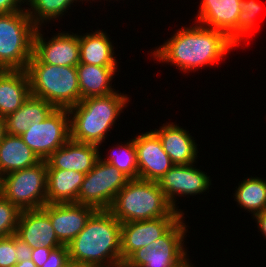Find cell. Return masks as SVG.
<instances>
[{"instance_id":"obj_1","label":"cell","mask_w":266,"mask_h":267,"mask_svg":"<svg viewBox=\"0 0 266 267\" xmlns=\"http://www.w3.org/2000/svg\"><path fill=\"white\" fill-rule=\"evenodd\" d=\"M193 25L182 26L163 45L151 51L154 60L171 63L176 69L178 67V70L187 73L215 65L237 47L223 31L199 23Z\"/></svg>"},{"instance_id":"obj_2","label":"cell","mask_w":266,"mask_h":267,"mask_svg":"<svg viewBox=\"0 0 266 267\" xmlns=\"http://www.w3.org/2000/svg\"><path fill=\"white\" fill-rule=\"evenodd\" d=\"M67 247L71 262L86 267L121 266V223L109 210H96Z\"/></svg>"},{"instance_id":"obj_3","label":"cell","mask_w":266,"mask_h":267,"mask_svg":"<svg viewBox=\"0 0 266 267\" xmlns=\"http://www.w3.org/2000/svg\"><path fill=\"white\" fill-rule=\"evenodd\" d=\"M129 100L128 95L119 90L107 96L82 99L68 109L70 139L100 147Z\"/></svg>"},{"instance_id":"obj_4","label":"cell","mask_w":266,"mask_h":267,"mask_svg":"<svg viewBox=\"0 0 266 267\" xmlns=\"http://www.w3.org/2000/svg\"><path fill=\"white\" fill-rule=\"evenodd\" d=\"M109 211L120 223L183 216L172 207L158 182L141 179H130L117 193Z\"/></svg>"},{"instance_id":"obj_5","label":"cell","mask_w":266,"mask_h":267,"mask_svg":"<svg viewBox=\"0 0 266 267\" xmlns=\"http://www.w3.org/2000/svg\"><path fill=\"white\" fill-rule=\"evenodd\" d=\"M26 71L31 95L46 100L55 108L69 109L82 100L76 66L42 63L33 54Z\"/></svg>"},{"instance_id":"obj_6","label":"cell","mask_w":266,"mask_h":267,"mask_svg":"<svg viewBox=\"0 0 266 267\" xmlns=\"http://www.w3.org/2000/svg\"><path fill=\"white\" fill-rule=\"evenodd\" d=\"M37 26L26 7L10 14H0V69L26 70L33 56Z\"/></svg>"},{"instance_id":"obj_7","label":"cell","mask_w":266,"mask_h":267,"mask_svg":"<svg viewBox=\"0 0 266 267\" xmlns=\"http://www.w3.org/2000/svg\"><path fill=\"white\" fill-rule=\"evenodd\" d=\"M47 162L10 172L0 178V194L21 210L41 209L47 204Z\"/></svg>"},{"instance_id":"obj_8","label":"cell","mask_w":266,"mask_h":267,"mask_svg":"<svg viewBox=\"0 0 266 267\" xmlns=\"http://www.w3.org/2000/svg\"><path fill=\"white\" fill-rule=\"evenodd\" d=\"M184 215L159 239L134 251L121 266L178 267L189 256L184 248L188 225ZM185 237V238H184ZM184 241V242H183Z\"/></svg>"},{"instance_id":"obj_9","label":"cell","mask_w":266,"mask_h":267,"mask_svg":"<svg viewBox=\"0 0 266 267\" xmlns=\"http://www.w3.org/2000/svg\"><path fill=\"white\" fill-rule=\"evenodd\" d=\"M130 179L111 164L98 159L84 177L78 194V203L96 210H109L117 193Z\"/></svg>"},{"instance_id":"obj_10","label":"cell","mask_w":266,"mask_h":267,"mask_svg":"<svg viewBox=\"0 0 266 267\" xmlns=\"http://www.w3.org/2000/svg\"><path fill=\"white\" fill-rule=\"evenodd\" d=\"M20 137L40 160H46L70 139L68 109L55 108L46 119L33 123Z\"/></svg>"},{"instance_id":"obj_11","label":"cell","mask_w":266,"mask_h":267,"mask_svg":"<svg viewBox=\"0 0 266 267\" xmlns=\"http://www.w3.org/2000/svg\"><path fill=\"white\" fill-rule=\"evenodd\" d=\"M160 189L165 194L172 207L184 215L183 210H178L176 198L203 194L212 185L210 176L206 172L196 168L194 164L174 165L158 181ZM185 195V196H184ZM176 196V197H175ZM177 206V207H176Z\"/></svg>"},{"instance_id":"obj_12","label":"cell","mask_w":266,"mask_h":267,"mask_svg":"<svg viewBox=\"0 0 266 267\" xmlns=\"http://www.w3.org/2000/svg\"><path fill=\"white\" fill-rule=\"evenodd\" d=\"M41 31L42 28L37 27L34 35L33 54L42 63L60 66H77L79 64L78 34L63 31L47 40L43 38Z\"/></svg>"},{"instance_id":"obj_13","label":"cell","mask_w":266,"mask_h":267,"mask_svg":"<svg viewBox=\"0 0 266 267\" xmlns=\"http://www.w3.org/2000/svg\"><path fill=\"white\" fill-rule=\"evenodd\" d=\"M134 144L138 179L158 182L174 166L153 129L134 137Z\"/></svg>"},{"instance_id":"obj_14","label":"cell","mask_w":266,"mask_h":267,"mask_svg":"<svg viewBox=\"0 0 266 267\" xmlns=\"http://www.w3.org/2000/svg\"><path fill=\"white\" fill-rule=\"evenodd\" d=\"M50 218L58 240L68 245L85 227L96 209L76 202L51 203L41 208Z\"/></svg>"},{"instance_id":"obj_15","label":"cell","mask_w":266,"mask_h":267,"mask_svg":"<svg viewBox=\"0 0 266 267\" xmlns=\"http://www.w3.org/2000/svg\"><path fill=\"white\" fill-rule=\"evenodd\" d=\"M182 216L121 223V258L124 262L134 251L164 235Z\"/></svg>"},{"instance_id":"obj_16","label":"cell","mask_w":266,"mask_h":267,"mask_svg":"<svg viewBox=\"0 0 266 267\" xmlns=\"http://www.w3.org/2000/svg\"><path fill=\"white\" fill-rule=\"evenodd\" d=\"M99 146L69 139L47 159V169L89 173L100 158Z\"/></svg>"},{"instance_id":"obj_17","label":"cell","mask_w":266,"mask_h":267,"mask_svg":"<svg viewBox=\"0 0 266 267\" xmlns=\"http://www.w3.org/2000/svg\"><path fill=\"white\" fill-rule=\"evenodd\" d=\"M16 235L31 248L55 249L63 245L56 236L49 216L42 209L22 210Z\"/></svg>"},{"instance_id":"obj_18","label":"cell","mask_w":266,"mask_h":267,"mask_svg":"<svg viewBox=\"0 0 266 267\" xmlns=\"http://www.w3.org/2000/svg\"><path fill=\"white\" fill-rule=\"evenodd\" d=\"M160 139L164 151L174 165L195 164L197 161V143L189 131L173 122L162 124L153 130Z\"/></svg>"},{"instance_id":"obj_19","label":"cell","mask_w":266,"mask_h":267,"mask_svg":"<svg viewBox=\"0 0 266 267\" xmlns=\"http://www.w3.org/2000/svg\"><path fill=\"white\" fill-rule=\"evenodd\" d=\"M241 0H201L196 22L226 33L229 37L237 30Z\"/></svg>"},{"instance_id":"obj_20","label":"cell","mask_w":266,"mask_h":267,"mask_svg":"<svg viewBox=\"0 0 266 267\" xmlns=\"http://www.w3.org/2000/svg\"><path fill=\"white\" fill-rule=\"evenodd\" d=\"M31 95L30 80L26 70L0 71V116L18 110Z\"/></svg>"},{"instance_id":"obj_21","label":"cell","mask_w":266,"mask_h":267,"mask_svg":"<svg viewBox=\"0 0 266 267\" xmlns=\"http://www.w3.org/2000/svg\"><path fill=\"white\" fill-rule=\"evenodd\" d=\"M110 39L103 29L79 35V63L97 66H118V60L114 56L116 55L114 44Z\"/></svg>"},{"instance_id":"obj_22","label":"cell","mask_w":266,"mask_h":267,"mask_svg":"<svg viewBox=\"0 0 266 267\" xmlns=\"http://www.w3.org/2000/svg\"><path fill=\"white\" fill-rule=\"evenodd\" d=\"M81 98L110 95L116 90L112 88L113 76L118 66H97L79 63L76 66ZM115 90V91H114Z\"/></svg>"},{"instance_id":"obj_23","label":"cell","mask_w":266,"mask_h":267,"mask_svg":"<svg viewBox=\"0 0 266 267\" xmlns=\"http://www.w3.org/2000/svg\"><path fill=\"white\" fill-rule=\"evenodd\" d=\"M85 174L62 169H47V204L78 203V194Z\"/></svg>"},{"instance_id":"obj_24","label":"cell","mask_w":266,"mask_h":267,"mask_svg":"<svg viewBox=\"0 0 266 267\" xmlns=\"http://www.w3.org/2000/svg\"><path fill=\"white\" fill-rule=\"evenodd\" d=\"M54 109L46 100L30 95L18 110L5 117L7 133L21 136L29 126L42 122Z\"/></svg>"},{"instance_id":"obj_25","label":"cell","mask_w":266,"mask_h":267,"mask_svg":"<svg viewBox=\"0 0 266 267\" xmlns=\"http://www.w3.org/2000/svg\"><path fill=\"white\" fill-rule=\"evenodd\" d=\"M40 161L20 136L7 133L0 143V178L10 172L35 166Z\"/></svg>"},{"instance_id":"obj_26","label":"cell","mask_w":266,"mask_h":267,"mask_svg":"<svg viewBox=\"0 0 266 267\" xmlns=\"http://www.w3.org/2000/svg\"><path fill=\"white\" fill-rule=\"evenodd\" d=\"M234 193V200L239 207L251 212L254 216L266 210V179L250 177L238 184Z\"/></svg>"},{"instance_id":"obj_27","label":"cell","mask_w":266,"mask_h":267,"mask_svg":"<svg viewBox=\"0 0 266 267\" xmlns=\"http://www.w3.org/2000/svg\"><path fill=\"white\" fill-rule=\"evenodd\" d=\"M75 1L79 0H31L27 4L30 8H26L32 22L42 27L44 23L62 17Z\"/></svg>"},{"instance_id":"obj_28","label":"cell","mask_w":266,"mask_h":267,"mask_svg":"<svg viewBox=\"0 0 266 267\" xmlns=\"http://www.w3.org/2000/svg\"><path fill=\"white\" fill-rule=\"evenodd\" d=\"M118 144L116 148L113 147L112 153L108 154L107 158L101 157V160L114 166L117 170L121 171L129 179H138V164L134 138L124 142V145ZM116 150V151H115Z\"/></svg>"},{"instance_id":"obj_29","label":"cell","mask_w":266,"mask_h":267,"mask_svg":"<svg viewBox=\"0 0 266 267\" xmlns=\"http://www.w3.org/2000/svg\"><path fill=\"white\" fill-rule=\"evenodd\" d=\"M262 7L256 0H241V11L237 20V30L229 37L238 47L245 37H249L257 25L256 16L260 13ZM251 34V35H250Z\"/></svg>"},{"instance_id":"obj_30","label":"cell","mask_w":266,"mask_h":267,"mask_svg":"<svg viewBox=\"0 0 266 267\" xmlns=\"http://www.w3.org/2000/svg\"><path fill=\"white\" fill-rule=\"evenodd\" d=\"M22 210L0 194V237L16 234Z\"/></svg>"},{"instance_id":"obj_31","label":"cell","mask_w":266,"mask_h":267,"mask_svg":"<svg viewBox=\"0 0 266 267\" xmlns=\"http://www.w3.org/2000/svg\"><path fill=\"white\" fill-rule=\"evenodd\" d=\"M17 263L15 234L0 237V267L15 266Z\"/></svg>"},{"instance_id":"obj_32","label":"cell","mask_w":266,"mask_h":267,"mask_svg":"<svg viewBox=\"0 0 266 267\" xmlns=\"http://www.w3.org/2000/svg\"><path fill=\"white\" fill-rule=\"evenodd\" d=\"M70 262L67 245H61L50 252L42 267H65Z\"/></svg>"},{"instance_id":"obj_33","label":"cell","mask_w":266,"mask_h":267,"mask_svg":"<svg viewBox=\"0 0 266 267\" xmlns=\"http://www.w3.org/2000/svg\"><path fill=\"white\" fill-rule=\"evenodd\" d=\"M15 249L18 262L31 259L32 248L26 242L20 239L16 234H15Z\"/></svg>"},{"instance_id":"obj_34","label":"cell","mask_w":266,"mask_h":267,"mask_svg":"<svg viewBox=\"0 0 266 267\" xmlns=\"http://www.w3.org/2000/svg\"><path fill=\"white\" fill-rule=\"evenodd\" d=\"M52 250L53 249L45 246L32 248L31 260L37 265V267H42L43 263L47 261Z\"/></svg>"},{"instance_id":"obj_35","label":"cell","mask_w":266,"mask_h":267,"mask_svg":"<svg viewBox=\"0 0 266 267\" xmlns=\"http://www.w3.org/2000/svg\"><path fill=\"white\" fill-rule=\"evenodd\" d=\"M23 0H0V14H10L21 11Z\"/></svg>"},{"instance_id":"obj_36","label":"cell","mask_w":266,"mask_h":267,"mask_svg":"<svg viewBox=\"0 0 266 267\" xmlns=\"http://www.w3.org/2000/svg\"><path fill=\"white\" fill-rule=\"evenodd\" d=\"M253 219L255 218V222L257 221V227L259 228L261 234L265 237L266 239V210L263 212H260L258 214H255L252 216Z\"/></svg>"},{"instance_id":"obj_37","label":"cell","mask_w":266,"mask_h":267,"mask_svg":"<svg viewBox=\"0 0 266 267\" xmlns=\"http://www.w3.org/2000/svg\"><path fill=\"white\" fill-rule=\"evenodd\" d=\"M7 135L6 120L5 117L0 116V143Z\"/></svg>"},{"instance_id":"obj_38","label":"cell","mask_w":266,"mask_h":267,"mask_svg":"<svg viewBox=\"0 0 266 267\" xmlns=\"http://www.w3.org/2000/svg\"><path fill=\"white\" fill-rule=\"evenodd\" d=\"M17 264H22V267H37V265L31 259L20 261Z\"/></svg>"},{"instance_id":"obj_39","label":"cell","mask_w":266,"mask_h":267,"mask_svg":"<svg viewBox=\"0 0 266 267\" xmlns=\"http://www.w3.org/2000/svg\"><path fill=\"white\" fill-rule=\"evenodd\" d=\"M65 267H86V266L70 261Z\"/></svg>"},{"instance_id":"obj_40","label":"cell","mask_w":266,"mask_h":267,"mask_svg":"<svg viewBox=\"0 0 266 267\" xmlns=\"http://www.w3.org/2000/svg\"><path fill=\"white\" fill-rule=\"evenodd\" d=\"M190 259L188 258L182 265L178 266V267H194L190 261Z\"/></svg>"},{"instance_id":"obj_41","label":"cell","mask_w":266,"mask_h":267,"mask_svg":"<svg viewBox=\"0 0 266 267\" xmlns=\"http://www.w3.org/2000/svg\"><path fill=\"white\" fill-rule=\"evenodd\" d=\"M31 0H23V3L25 5V2H26V5L30 2Z\"/></svg>"},{"instance_id":"obj_42","label":"cell","mask_w":266,"mask_h":267,"mask_svg":"<svg viewBox=\"0 0 266 267\" xmlns=\"http://www.w3.org/2000/svg\"><path fill=\"white\" fill-rule=\"evenodd\" d=\"M10 267H22V264H16L15 266H10Z\"/></svg>"},{"instance_id":"obj_43","label":"cell","mask_w":266,"mask_h":267,"mask_svg":"<svg viewBox=\"0 0 266 267\" xmlns=\"http://www.w3.org/2000/svg\"><path fill=\"white\" fill-rule=\"evenodd\" d=\"M122 267H140V266H122Z\"/></svg>"}]
</instances>
